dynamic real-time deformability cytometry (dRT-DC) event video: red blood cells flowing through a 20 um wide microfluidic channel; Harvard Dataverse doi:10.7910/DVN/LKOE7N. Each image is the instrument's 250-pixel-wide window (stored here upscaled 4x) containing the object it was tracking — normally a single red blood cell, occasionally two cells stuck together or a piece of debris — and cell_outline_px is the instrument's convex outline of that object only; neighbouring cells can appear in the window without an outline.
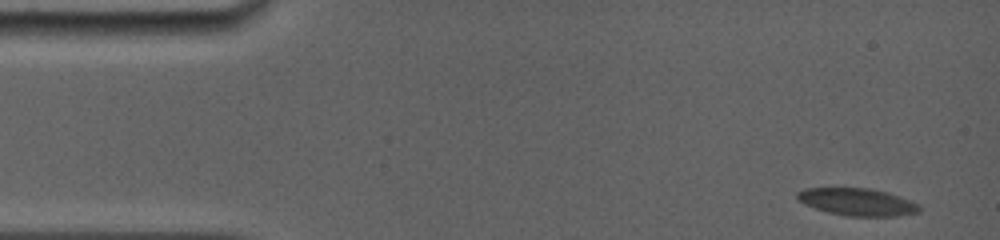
{"species": "common noctule bat (a hibernating species)", "species_latin": "Nyctalus noctula", "temperature_condition": "room temperature", "stored_images_in_passage": 35, "camera_frame_rate_fps": 5000, "um_per_image_px": 0.085, "animal": {"sex": "female", "body_mass_g": 19.0, "forearm_length_mm": 56.7}, "frame": {"image": 1, "passage_image": 1, "time_ms": 0.0, "image_size_px": [1000, 240], "cell_outline_px": [[920, 212], [896, 216], [848, 216], [828, 212], [804, 204], [796, 200], [796, 192], [804, 188], [868, 188], [888, 192], [908, 200], [916, 204], [920, 208]], "centroid_in_image_um": [72.81, 17.16], "position_along_channel_um": 12.2, "area_um2": 19.36}}
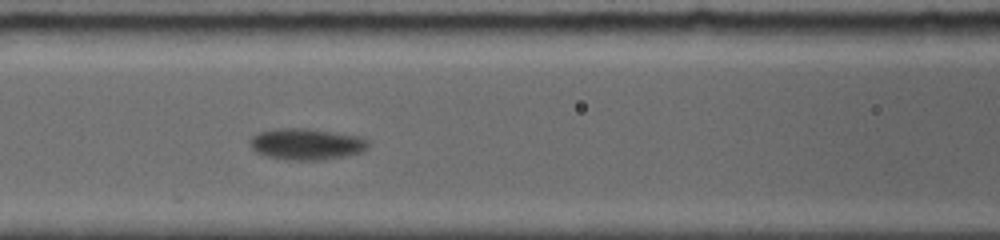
{"frame": {"image": 2, "passage_image": 16, "time_ms": 6.2, "image_size_px": [1000, 240], "cell_outline_px": [[368, 148], [360, 152], [344, 156], [320, 160], [296, 160], [268, 156], [256, 152], [252, 148], [252, 136], [256, 132], [276, 128], [308, 128], [360, 136], [368, 140]], "centroid_in_image_um": [26.06, 12.23], "position_along_channel_um": 140.5, "area_um2": 21.44}}
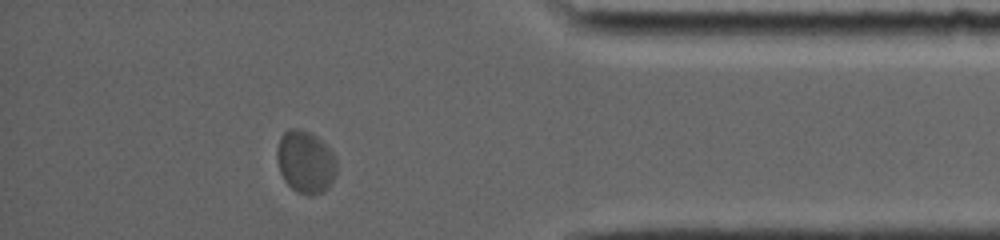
{"frame": {"image": 3, "passage_image": 30, "time_ms": 13.8, "image_size_px": [1000, 240], "cell_outline_px": [[336, 172], [328, 188], [324, 192], [308, 196], [296, 192], [284, 180], [280, 172], [276, 156], [276, 148], [280, 136], [288, 128], [300, 128], [312, 132], [332, 152], [336, 160]], "centroid_in_image_um": [25.94, 13.75], "position_along_channel_um": 409.3, "area_um2": 21.96}, "authors_computed_cell_mechanics": {"area_um2": 20.6924, "velocity_mm_per_s": 3.7617, "shape_relaxation_time_tau1_ms": 1.2705, "shape_relaxation_time_tau2_ms": null, "deformation_change_tau1": 0.0942, "deformation_change_tau2": null}}